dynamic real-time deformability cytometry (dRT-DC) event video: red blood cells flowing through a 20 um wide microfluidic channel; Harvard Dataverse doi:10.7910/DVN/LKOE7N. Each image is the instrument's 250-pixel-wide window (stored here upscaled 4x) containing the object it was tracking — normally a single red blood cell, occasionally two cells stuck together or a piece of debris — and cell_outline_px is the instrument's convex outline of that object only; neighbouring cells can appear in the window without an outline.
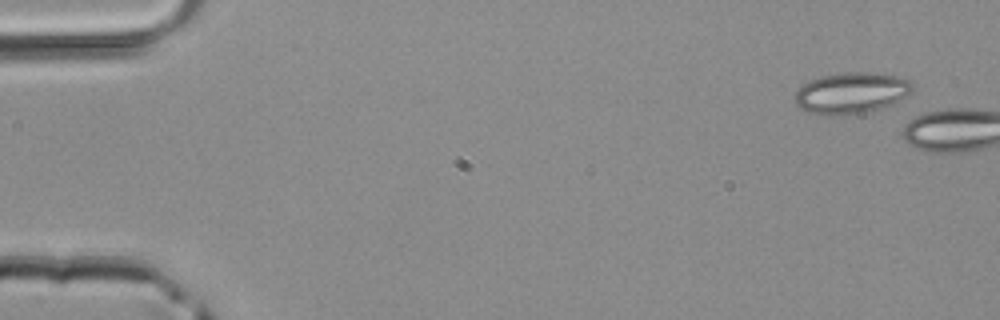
{"species": "common noctule bat (a hibernating species)", "species_latin": "Nyctalus noctula", "temperature_condition": "room temperature", "stored_images_in_passage": 2, "camera_frame_rate_fps": 3000, "um_per_image_px": 0.085, "animal": {"sex": "male", "body_mass_g": 20.4}, "frame": {"image": 1, "passage_image": 1, "time_ms": 0.0, "image_size_px": [1000, 320], "cell_outline_px": [[912, 92], [892, 104], [864, 112], [844, 116], [824, 116], [804, 112], [792, 100], [792, 96], [804, 84], [820, 76], [844, 72], [872, 72], [896, 76], [908, 80], [912, 84]], "centroid_in_image_um": [72.29, 7.92], "position_along_channel_um": 12.7, "area_um2": 28.5}}